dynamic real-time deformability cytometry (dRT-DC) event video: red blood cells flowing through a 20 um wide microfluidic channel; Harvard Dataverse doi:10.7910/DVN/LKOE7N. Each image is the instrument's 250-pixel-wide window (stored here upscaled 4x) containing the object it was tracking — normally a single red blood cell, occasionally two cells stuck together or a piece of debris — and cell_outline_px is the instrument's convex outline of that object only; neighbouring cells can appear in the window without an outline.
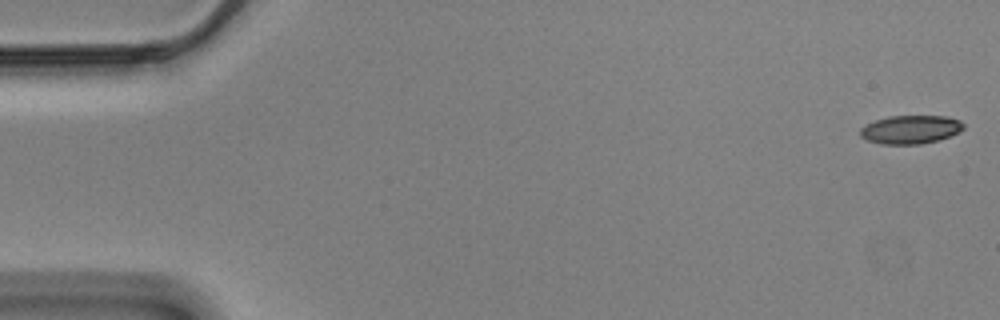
{"species": "Egyptian fruit bat (a non-hibernating species)", "species_latin": "Rousettus aegyptiacus", "temperature_condition": "cold", "stored_images_in_passage": 7, "camera_frame_rate_fps": 3000, "um_per_image_px": 0.085, "animal": {"sex": "male"}, "frame": {"image": 1, "passage_image": 1, "time_ms": 0.0, "image_size_px": [1000, 320], "cell_outline_px": [[964, 128], [960, 132], [940, 140], [920, 144], [880, 144], [868, 140], [860, 136], [860, 128], [864, 124], [888, 116], [948, 116], [960, 120], [964, 124]], "centroid_in_image_um": [77.41, 11.01], "position_along_channel_um": 7.6, "area_um2": 17.34}}